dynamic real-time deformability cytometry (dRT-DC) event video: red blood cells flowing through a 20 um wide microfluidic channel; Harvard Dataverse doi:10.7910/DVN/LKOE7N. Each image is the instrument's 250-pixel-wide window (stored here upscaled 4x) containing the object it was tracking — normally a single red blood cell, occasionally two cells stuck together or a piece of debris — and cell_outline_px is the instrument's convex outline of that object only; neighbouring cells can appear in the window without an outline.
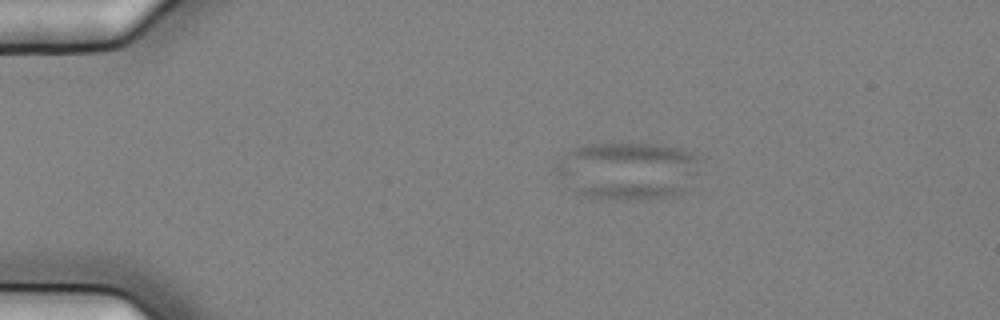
{"species": "common noctule bat (a hibernating species)", "species_latin": "Nyctalus noctula", "temperature_condition": "cold", "stored_images_in_passage": 6, "camera_frame_rate_fps": 3000, "um_per_image_px": 0.085, "animal": {"sex": "female", "body_mass_g": 25.1}, "frame": {"image": 1, "passage_image": 4, "time_ms": 1.0, "image_size_px": [1000, 320], "cell_outline_px": [[700, 156], [696, 172], [680, 196], [640, 200], [628, 200], [588, 196], [580, 192], [552, 168], [568, 152], [576, 148], [600, 144], [652, 144], [680, 148], [692, 152]], "centroid_in_image_um": [53.45, 14.51], "position_along_channel_um": 31.5, "area_um2": 47.4}}